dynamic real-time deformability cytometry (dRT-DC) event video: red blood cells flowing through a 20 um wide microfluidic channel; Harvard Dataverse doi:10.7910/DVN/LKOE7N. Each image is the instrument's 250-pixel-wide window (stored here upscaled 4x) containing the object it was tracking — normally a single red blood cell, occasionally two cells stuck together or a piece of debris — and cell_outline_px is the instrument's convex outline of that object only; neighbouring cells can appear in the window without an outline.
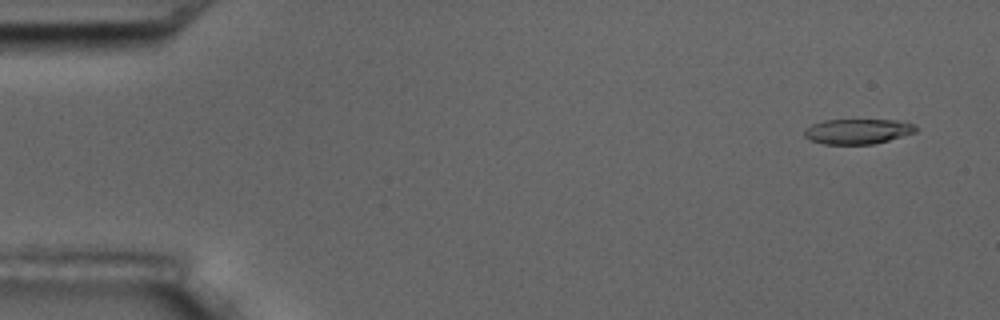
{"species": "common noctule bat (a hibernating species)", "species_latin": "Nyctalus noctula", "temperature_condition": "room temperature", "stored_images_in_passage": 5, "segment_of_instrument_passage": [2, 2], "camera_frame_rate_fps": 3000, "um_per_image_px": 0.085, "animal": {"sex": "male", "body_mass_g": 17.5, "forearm_length_mm": 52.3}, "frame": {"image": 1, "passage_image": 5, "time_ms": 5.667, "image_size_px": [1000, 320], "cell_outline_px": [[916, 132], [888, 140], [872, 144], [824, 144], [812, 140], [804, 136], [804, 128], [812, 124], [824, 120], [896, 120], [912, 124], [916, 128]], "centroid_in_image_um": [72.86, 11.16], "position_along_channel_um": 12.1, "area_um2": 16.13}}